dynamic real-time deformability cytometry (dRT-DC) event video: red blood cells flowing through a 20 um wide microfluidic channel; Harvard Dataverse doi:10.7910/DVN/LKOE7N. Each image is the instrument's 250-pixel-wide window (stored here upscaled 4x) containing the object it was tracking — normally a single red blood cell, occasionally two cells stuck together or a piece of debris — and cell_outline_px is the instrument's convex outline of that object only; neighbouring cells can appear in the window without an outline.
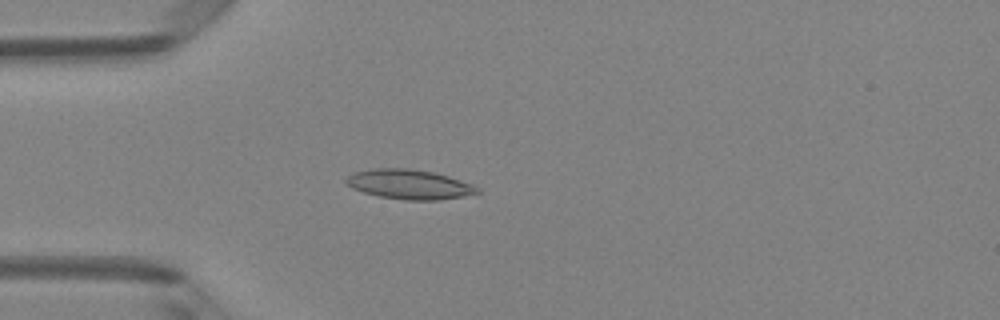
{"species": "Egyptian fruit bat (a non-hibernating species)", "species_latin": "Rousettus aegyptiacus", "temperature_condition": "room temperature", "stored_images_in_passage": 4, "camera_frame_rate_fps": 3000, "um_per_image_px": 0.085, "animal": {"sex": "female"}, "frame": {"image": 1, "passage_image": 4, "time_ms": 1.0, "image_size_px": [1000, 320], "cell_outline_px": [[480, 192], [464, 196], [440, 200], [404, 200], [380, 196], [364, 192], [352, 188], [344, 180], [352, 172], [372, 168], [408, 168], [432, 172], [448, 176], [472, 184], [480, 188]], "centroid_in_image_um": [34.79, 15.66], "position_along_channel_um": 50.2, "area_um2": 22.66}}